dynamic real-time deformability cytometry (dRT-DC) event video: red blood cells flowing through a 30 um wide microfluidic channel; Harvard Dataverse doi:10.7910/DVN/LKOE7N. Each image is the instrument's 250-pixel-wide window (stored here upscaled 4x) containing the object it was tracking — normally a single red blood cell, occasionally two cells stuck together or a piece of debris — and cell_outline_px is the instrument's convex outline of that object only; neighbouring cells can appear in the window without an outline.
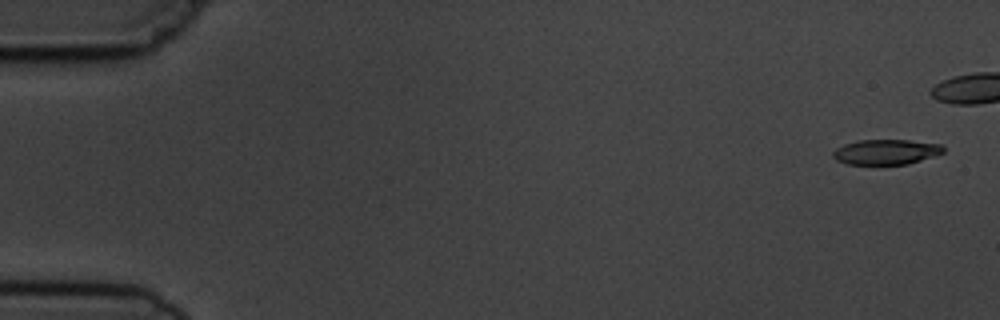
{"species": "common noctule bat (a hibernating species)", "species_latin": "Nyctalus noctula", "temperature_condition": "cold", "stored_images_in_passage": 5, "camera_frame_rate_fps": 3000, "um_per_image_px": 0.085, "animal": {"sex": "male", "body_mass_g": 19.5, "forearm_length_mm": 54.6}, "frame": {"image": 1, "passage_image": 1, "time_ms": 0.0, "image_size_px": [1000, 320], "cell_outline_px": [[944, 152], [936, 156], [908, 164], [848, 164], [836, 160], [832, 156], [832, 152], [836, 148], [844, 144], [860, 140], [908, 140], [940, 144], [944, 148]], "centroid_in_image_um": [75.32, 12.92], "position_along_channel_um": 9.7, "area_um2": 16.18}}